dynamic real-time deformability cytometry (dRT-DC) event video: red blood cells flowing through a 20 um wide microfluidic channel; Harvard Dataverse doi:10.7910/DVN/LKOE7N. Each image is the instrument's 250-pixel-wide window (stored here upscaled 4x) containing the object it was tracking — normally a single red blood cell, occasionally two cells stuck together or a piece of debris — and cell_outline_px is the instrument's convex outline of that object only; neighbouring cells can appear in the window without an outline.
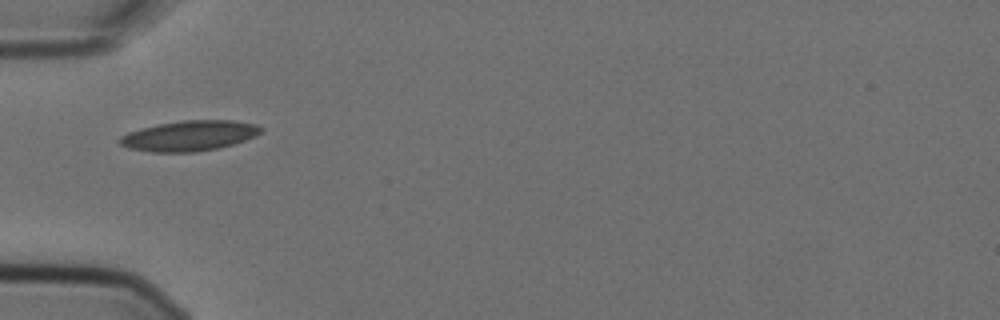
{"species": "Egyptian fruit bat (a non-hibernating species)", "species_latin": "Rousettus aegyptiacus", "temperature_condition": "cold", "stored_images_in_passage": 1, "camera_frame_rate_fps": 3000, "um_per_image_px": 0.085, "animal": {"sex": "female"}, "frame": {"image": 1, "passage_image": 1, "time_ms": 0.0, "image_size_px": [1000, 320], "cell_outline_px": [[264, 128], [256, 136], [220, 148], [196, 152], [152, 152], [128, 148], [120, 144], [116, 140], [120, 136], [128, 132], [156, 124], [184, 120], [232, 120], [256, 124]], "centroid_in_image_um": [16.07, 11.54], "position_along_channel_um": 68.9, "area_um2": 25.09}}